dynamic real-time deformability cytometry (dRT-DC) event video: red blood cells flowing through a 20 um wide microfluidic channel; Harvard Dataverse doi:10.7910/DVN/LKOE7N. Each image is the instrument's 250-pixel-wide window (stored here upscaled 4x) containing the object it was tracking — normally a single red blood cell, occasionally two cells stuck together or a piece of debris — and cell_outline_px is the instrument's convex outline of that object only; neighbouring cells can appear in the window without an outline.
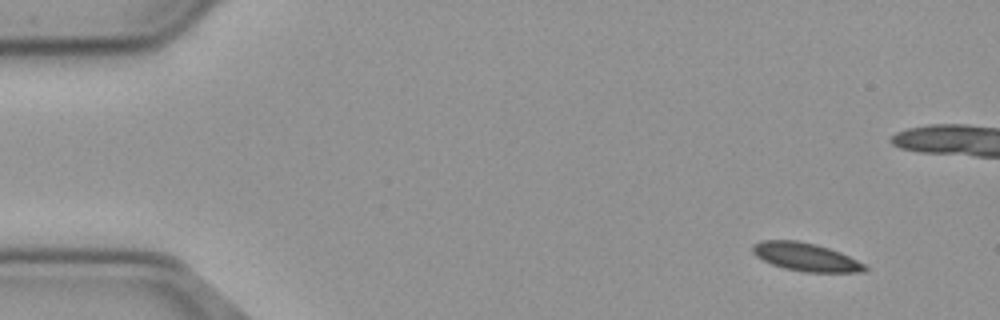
{"species": "common noctule bat (a hibernating species)", "species_latin": "Nyctalus noctula", "temperature_condition": "cold", "stored_images_in_passage": 53, "camera_frame_rate_fps": 3000, "um_per_image_px": 0.085, "animal": {"sex": "male", "body_mass_g": 23.1, "forearm_length_mm": 52.7}, "frame": {"image": 1, "passage_image": 1, "time_ms": 0.0, "image_size_px": [1000, 320], "cell_outline_px": [[868, 268], [864, 272], [804, 272], [784, 268], [772, 264], [756, 256], [752, 252], [752, 244], [760, 240], [796, 240], [816, 244], [840, 252], [864, 264]], "centroid_in_image_um": [68.46, 21.83], "position_along_channel_um": 16.5, "area_um2": 18.38}}
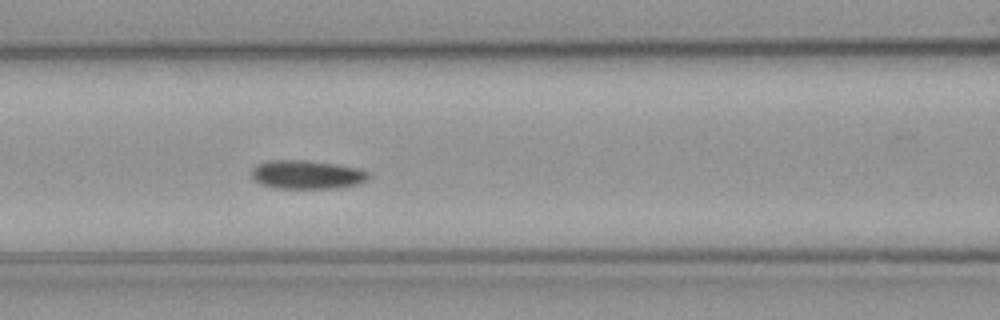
{"frame": {"image": 2, "passage_image": 20, "time_ms": 6.333, "image_size_px": [1000, 320], "cell_outline_px": [[368, 180], [356, 184], [336, 188], [276, 188], [260, 184], [252, 176], [252, 168], [256, 164], [268, 160], [308, 160], [336, 164], [356, 168], [368, 172]], "centroid_in_image_um": [26.05, 14.83], "position_along_channel_um": 140.6, "area_um2": 19.48}}
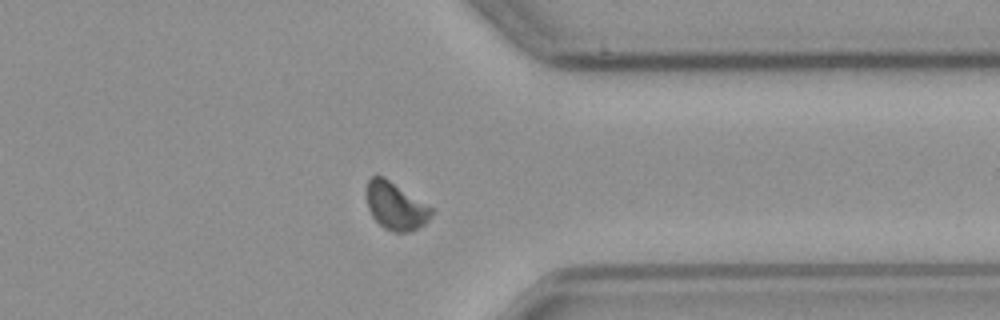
{"frame": {"image": 3, "passage_image": 40, "time_ms": 13.0, "image_size_px": [1000, 320], "cell_outline_px": [[432, 216], [424, 224], [408, 232], [392, 232], [384, 228], [372, 216], [368, 208], [364, 192], [364, 188], [368, 180], [372, 176], [384, 176], [432, 208]], "centroid_in_image_um": [33.57, 17.49], "position_along_channel_um": 377.8, "area_um2": 18.03}, "authors_computed_cell_mechanics": {"area_um2": 18.6116, "velocity_mm_per_s": 3.6544, "shape_relaxation_time_tau1_ms": 3.6281, "shape_relaxation_time_tau2_ms": null, "deformation_change_tau1": 0.0895, "deformation_change_tau2": null}}